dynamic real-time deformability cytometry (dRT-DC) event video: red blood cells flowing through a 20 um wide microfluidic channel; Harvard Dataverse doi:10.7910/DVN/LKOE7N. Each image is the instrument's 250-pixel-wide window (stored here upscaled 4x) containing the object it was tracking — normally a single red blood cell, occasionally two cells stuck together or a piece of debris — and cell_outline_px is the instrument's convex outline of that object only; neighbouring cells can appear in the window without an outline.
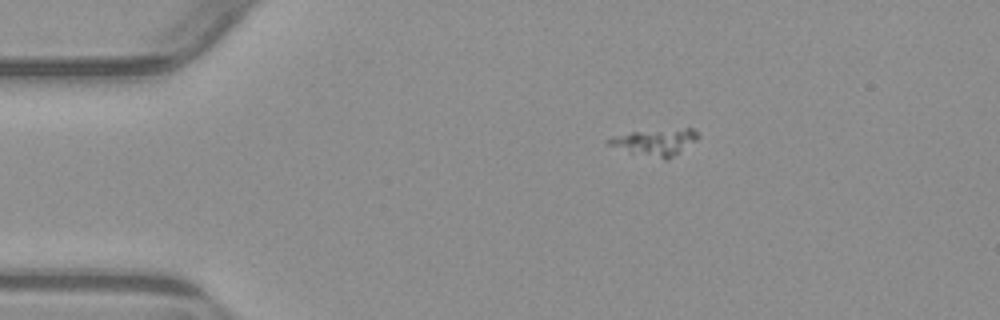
{"species": "common noctule bat (a hibernating species)", "species_latin": "Nyctalus noctula", "temperature_condition": "warm", "stored_images_in_passage": 5, "camera_frame_rate_fps": 3000, "um_per_image_px": 0.085, "animal": {"sex": "male", "body_mass_g": 23.1, "forearm_length_mm": 52.7}, "frame": {"image": 1, "passage_image": 1, "time_ms": 0.0, "image_size_px": [1000, 320], "cell_outline_px": [[700, 136], [696, 140], [668, 160], [664, 160], [608, 144], [604, 140], [612, 136], [632, 132], [684, 128], [692, 128]], "centroid_in_image_um": [55.74, 12.06], "position_along_channel_um": 29.3, "area_um2": 13.35}}
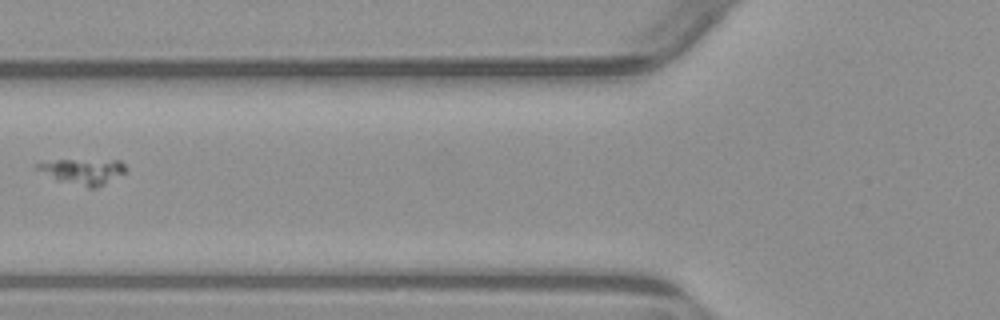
{"frame": {"image": 2, "passage_image": 4, "time_ms": 3.667, "image_size_px": [1000, 320], "cell_outline_px": [[124, 172], [104, 184], [92, 188], [88, 188], [56, 180], [36, 168], [36, 164], [56, 160], [120, 160], [124, 164]], "centroid_in_image_um": [7.04, 14.57], "position_along_channel_um": 118.8, "area_um2": 12.89}}
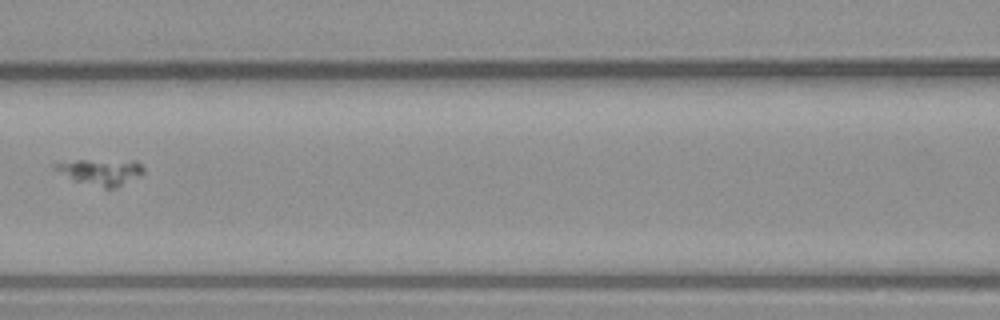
{"frame": {"image": 3, "passage_image": 5, "time_ms": 4.667, "image_size_px": [1000, 320], "cell_outline_px": [[144, 172], [112, 188], [104, 188], [72, 180], [52, 168], [52, 164], [76, 160], [136, 160], [144, 168]], "centroid_in_image_um": [8.51, 14.58], "position_along_channel_um": 158.1, "area_um2": 13.24}}